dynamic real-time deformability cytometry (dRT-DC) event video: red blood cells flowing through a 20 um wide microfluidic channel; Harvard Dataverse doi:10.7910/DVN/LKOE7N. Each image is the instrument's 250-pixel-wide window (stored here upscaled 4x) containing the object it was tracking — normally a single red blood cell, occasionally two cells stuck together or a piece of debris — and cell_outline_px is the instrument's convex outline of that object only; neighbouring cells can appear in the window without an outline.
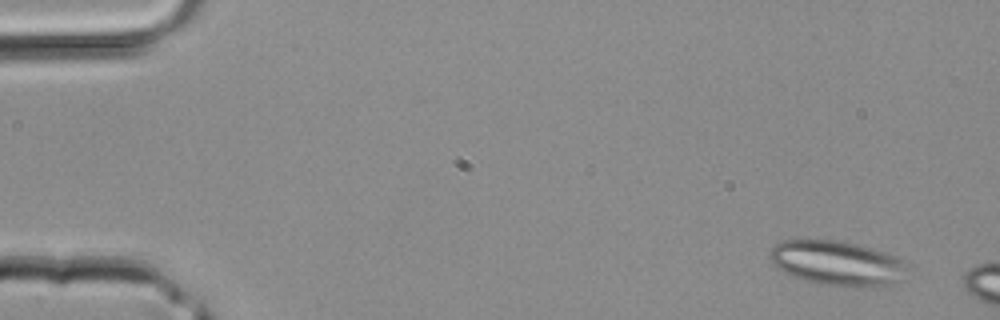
{"species": "common noctule bat (a hibernating species)", "species_latin": "Nyctalus noctula", "temperature_condition": "room temperature", "stored_images_in_passage": 2, "camera_frame_rate_fps": 3000, "um_per_image_px": 0.085, "animal": {"sex": "male", "body_mass_g": 20.4}, "frame": {"image": 1, "passage_image": 2, "time_ms": 0.333, "image_size_px": [1000, 320], "cell_outline_px": [[908, 268], [900, 280], [888, 288], [880, 288], [824, 284], [804, 280], [784, 272], [772, 264], [768, 256], [768, 252], [776, 244], [784, 240], [832, 240], [856, 244], [884, 252], [908, 264]], "centroid_in_image_um": [71.17, 22.39], "position_along_channel_um": 13.8, "area_um2": 35.78}}